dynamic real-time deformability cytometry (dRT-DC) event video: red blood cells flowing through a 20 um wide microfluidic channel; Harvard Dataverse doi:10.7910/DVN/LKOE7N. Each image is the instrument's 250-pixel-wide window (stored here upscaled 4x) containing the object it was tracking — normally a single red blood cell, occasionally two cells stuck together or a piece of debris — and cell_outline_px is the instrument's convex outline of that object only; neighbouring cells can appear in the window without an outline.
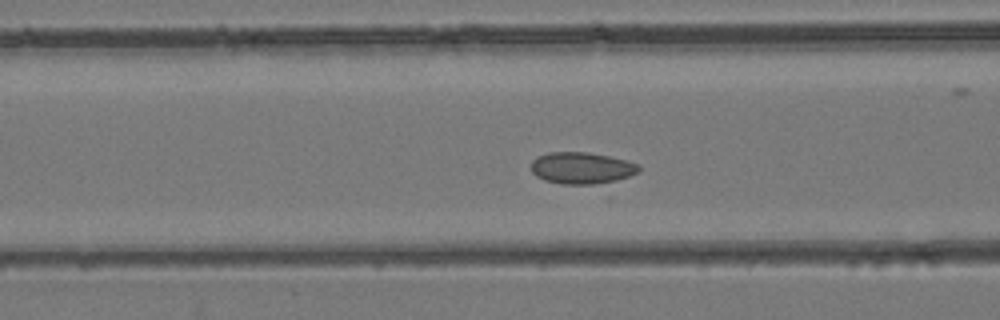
{"species": "common noctule bat (a hibernating species)", "species_latin": "Nyctalus noctula", "temperature_condition": "room temperature", "stored_images_in_passage": 39, "camera_frame_rate_fps": 3000, "um_per_image_px": 0.085, "animal": {"sex": "female", "body_mass_g": 24.6, "forearm_length_mm": 56.2}, "frame": {"image": 1, "passage_image": 18, "time_ms": 5.667, "image_size_px": [1000, 320], "cell_outline_px": [[640, 168], [636, 172], [628, 176], [608, 184], [560, 184], [544, 180], [536, 176], [532, 172], [532, 160], [536, 156], [548, 152], [588, 152], [608, 156], [640, 164]], "centroid_in_image_um": [49.42, 14.29], "position_along_channel_um": 117.2, "area_um2": 20.06}}
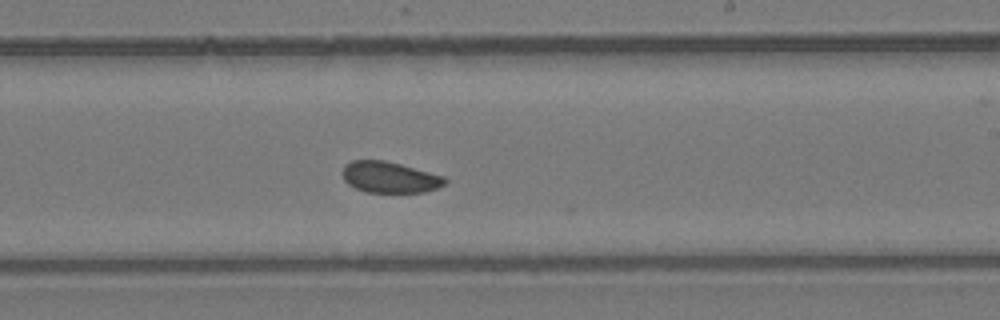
{"frame": {"image": 2, "passage_image": 27, "time_ms": 8.667, "image_size_px": [1000, 320], "cell_outline_px": [[448, 180], [444, 184], [436, 188], [424, 192], [368, 192], [356, 188], [348, 184], [344, 180], [344, 164], [352, 160], [384, 160], [400, 164], [444, 176]], "centroid_in_image_um": [33.12, 15.06], "position_along_channel_um": 255.9, "area_um2": 18.38}}
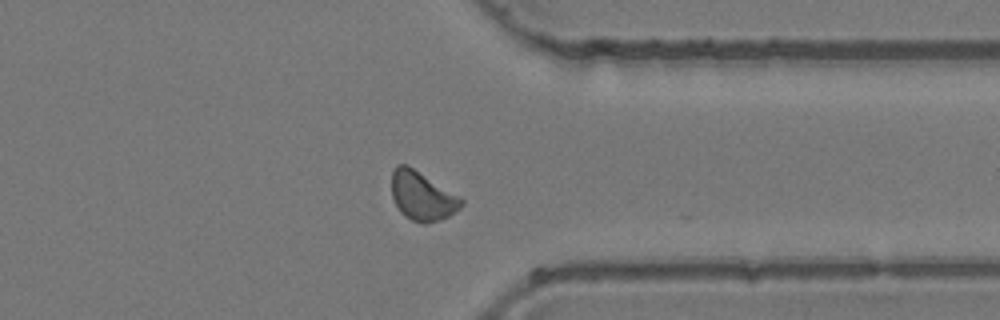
{"frame": {"image": 3, "passage_image": 35, "time_ms": 11.333, "image_size_px": [1000, 320], "cell_outline_px": [[464, 204], [460, 208], [448, 216], [440, 220], [424, 224], [412, 220], [404, 216], [400, 212], [392, 196], [392, 172], [396, 164], [408, 164], [460, 196], [464, 200]], "centroid_in_image_um": [35.89, 16.65], "position_along_channel_um": 375.5, "area_um2": 20.0}}